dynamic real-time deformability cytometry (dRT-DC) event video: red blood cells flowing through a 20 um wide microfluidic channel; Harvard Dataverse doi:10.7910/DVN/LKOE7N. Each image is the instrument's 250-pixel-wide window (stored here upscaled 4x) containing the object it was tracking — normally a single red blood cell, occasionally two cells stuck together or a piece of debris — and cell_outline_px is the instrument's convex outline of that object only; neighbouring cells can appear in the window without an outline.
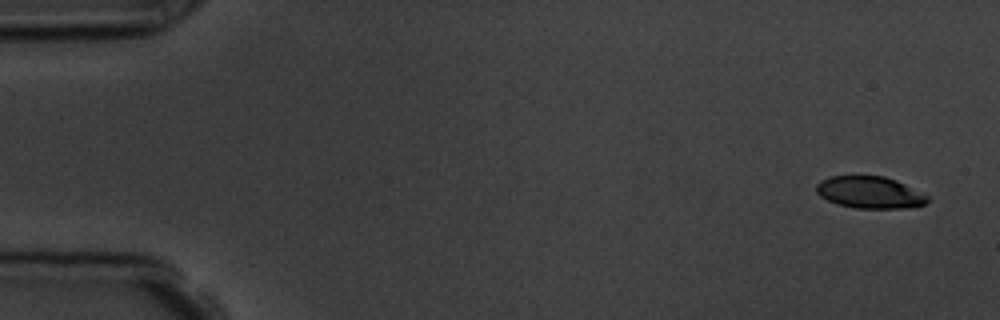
{"species": "common noctule bat (a hibernating species)", "species_latin": "Nyctalus noctula", "temperature_condition": "room temperature", "stored_images_in_passage": 7, "camera_frame_rate_fps": 3000, "um_per_image_px": 0.085, "animal": {"sex": "male", "body_mass_g": 19.5, "forearm_length_mm": 54.6}, "frame": {"image": 1, "passage_image": 1, "time_ms": 0.0, "image_size_px": [1000, 320], "cell_outline_px": [[928, 200], [924, 204], [908, 208], [856, 208], [836, 204], [820, 196], [816, 192], [816, 184], [820, 180], [832, 176], [884, 176], [896, 180], [928, 196]], "centroid_in_image_um": [73.89, 16.35], "position_along_channel_um": 11.1, "area_um2": 20.58}}